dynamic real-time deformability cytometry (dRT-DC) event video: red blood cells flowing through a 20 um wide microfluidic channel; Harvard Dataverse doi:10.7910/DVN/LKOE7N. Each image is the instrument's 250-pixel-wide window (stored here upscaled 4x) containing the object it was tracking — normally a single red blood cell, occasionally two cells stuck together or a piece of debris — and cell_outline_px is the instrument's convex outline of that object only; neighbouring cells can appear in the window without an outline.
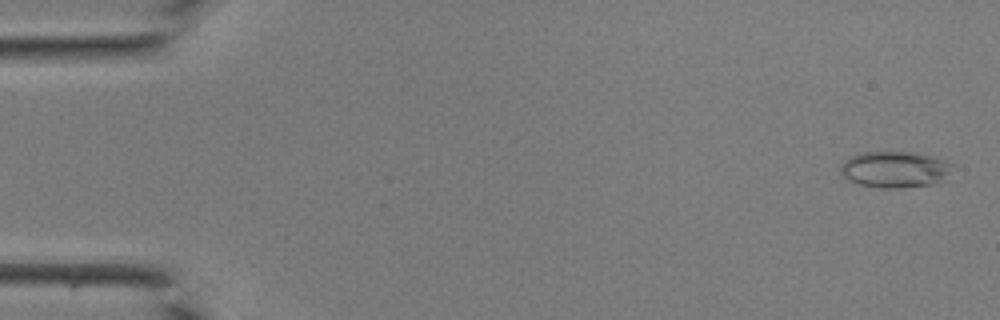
{"species": "common noctule bat (a hibernating species)", "species_latin": "Nyctalus noctula", "temperature_condition": "room temperature", "stored_images_in_passage": 42, "camera_frame_rate_fps": 3000, "um_per_image_px": 0.085, "animal": {"sex": "male", "body_mass_g": 19.0, "forearm_length_mm": 50.8}, "frame": {"image": 1, "passage_image": 1, "time_ms": 0.0, "image_size_px": [1000, 320], "cell_outline_px": [[952, 164], [948, 172], [932, 184], [900, 188], [880, 188], [856, 184], [848, 180], [840, 172], [840, 164], [844, 160], [852, 156], [864, 152], [912, 152], [932, 156], [944, 160]], "centroid_in_image_um": [75.96, 14.4], "position_along_channel_um": 9.0, "area_um2": 23.35}}
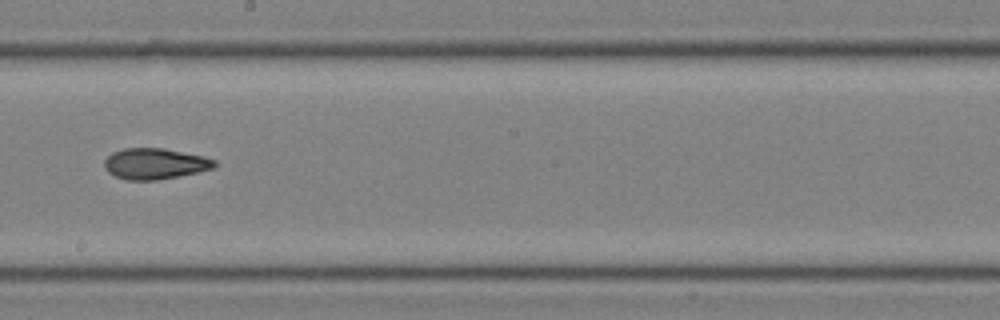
{"frame": {"image": 2, "passage_image": 24, "time_ms": 7.667, "image_size_px": [1000, 320], "cell_outline_px": [[216, 164], [212, 168], [196, 172], [156, 180], [128, 180], [116, 176], [108, 172], [104, 168], [104, 160], [112, 152], [124, 148], [164, 148], [204, 156], [216, 160]], "centroid_in_image_um": [13.14, 13.9], "position_along_channel_um": 235.1, "area_um2": 19.71}}
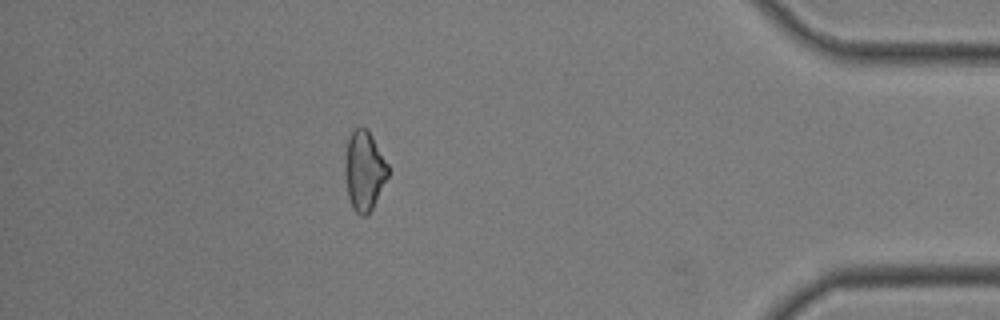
{"frame": {"image": 3, "passage_image": 37, "time_ms": 12.0, "image_size_px": [1000, 320], "cell_outline_px": [[388, 176], [368, 216], [360, 216], [352, 208], [348, 196], [344, 172], [344, 156], [348, 136], [352, 128], [368, 128], [388, 164]], "centroid_in_image_um": [30.93, 14.48], "position_along_channel_um": 404.3, "area_um2": 20.29}}